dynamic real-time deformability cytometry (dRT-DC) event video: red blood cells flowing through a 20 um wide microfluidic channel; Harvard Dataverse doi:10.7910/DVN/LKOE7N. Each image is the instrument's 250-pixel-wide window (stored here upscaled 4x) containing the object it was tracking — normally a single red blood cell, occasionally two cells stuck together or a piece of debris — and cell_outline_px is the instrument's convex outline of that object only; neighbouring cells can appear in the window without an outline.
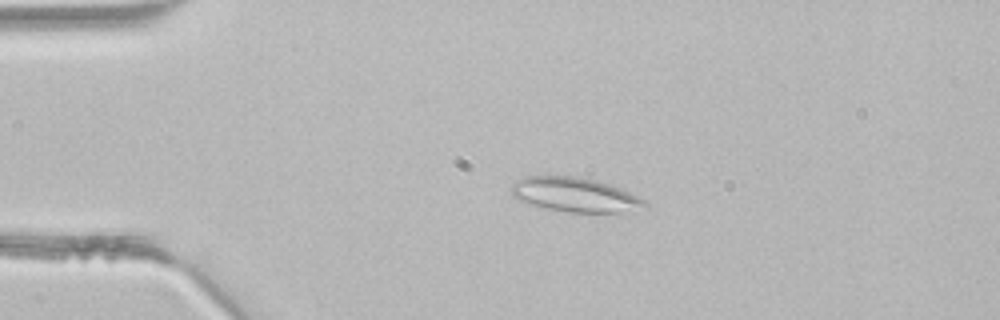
{"species": "common noctule bat (a hibernating species)", "species_latin": "Nyctalus noctula", "temperature_condition": "room temperature", "stored_images_in_passage": 3, "camera_frame_rate_fps": 3000, "um_per_image_px": 0.085, "animal": {"sex": "male", "body_mass_g": 21.5, "forearm_length_mm": 52.0}, "frame": {"image": 1, "passage_image": 2, "time_ms": 0.333, "image_size_px": [1000, 320], "cell_outline_px": [[648, 204], [620, 212], [568, 212], [536, 208], [516, 200], [512, 196], [512, 184], [516, 180], [524, 176], [576, 176], [608, 184], [620, 188], [644, 200]], "centroid_in_image_um": [48.71, 16.56], "position_along_channel_um": 36.3, "area_um2": 26.59}}